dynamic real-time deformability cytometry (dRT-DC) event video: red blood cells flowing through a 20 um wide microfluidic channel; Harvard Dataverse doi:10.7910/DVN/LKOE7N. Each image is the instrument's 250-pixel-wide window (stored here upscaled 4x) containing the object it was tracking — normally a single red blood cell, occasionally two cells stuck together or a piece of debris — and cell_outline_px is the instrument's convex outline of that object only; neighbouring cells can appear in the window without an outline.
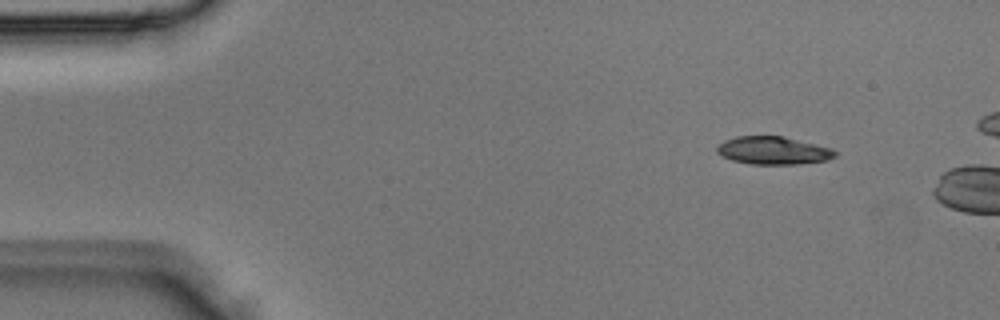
{"species": "Egyptian fruit bat (a non-hibernating species)", "species_latin": "Rousettus aegyptiacus", "temperature_condition": "room temperature", "stored_images_in_passage": 3, "camera_frame_rate_fps": 3000, "um_per_image_px": 0.085, "animal": {"sex": "male"}, "frame": {"image": 1, "passage_image": 1, "time_ms": 0.0, "image_size_px": [1000, 320], "cell_outline_px": [[836, 156], [828, 160], [800, 164], [752, 164], [732, 160], [716, 152], [716, 148], [724, 140], [736, 136], [784, 136], [832, 148], [836, 152]], "centroid_in_image_um": [65.74, 12.79], "position_along_channel_um": 19.3, "area_um2": 19.19}}